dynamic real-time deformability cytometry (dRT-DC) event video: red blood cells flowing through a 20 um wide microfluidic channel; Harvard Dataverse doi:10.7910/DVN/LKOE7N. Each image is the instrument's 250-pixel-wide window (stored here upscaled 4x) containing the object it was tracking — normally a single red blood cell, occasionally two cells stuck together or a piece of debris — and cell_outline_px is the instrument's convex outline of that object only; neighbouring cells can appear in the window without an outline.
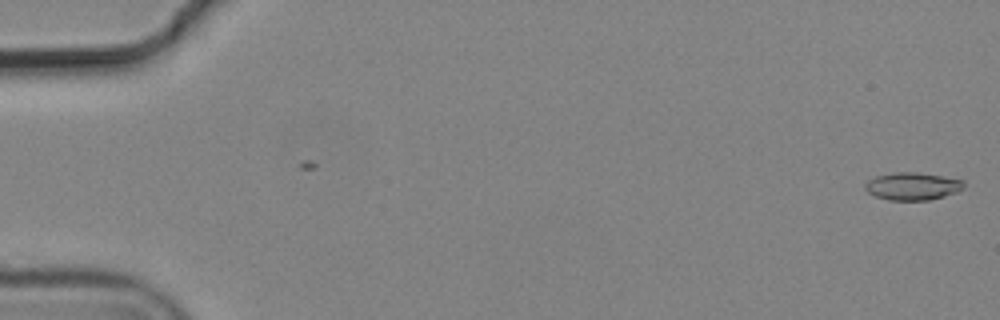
{"species": "common noctule bat (a hibernating species)", "species_latin": "Nyctalus noctula", "temperature_condition": "cold", "stored_images_in_passage": 2, "camera_frame_rate_fps": 3000, "um_per_image_px": 0.085, "animal": {"sex": "male", "body_mass_g": 19.2, "forearm_length_mm": 51.8}, "frame": {"image": 1, "passage_image": 2, "time_ms": 0.333, "image_size_px": [1000, 320], "cell_outline_px": [[964, 188], [956, 192], [944, 196], [928, 200], [888, 200], [876, 196], [868, 192], [864, 188], [864, 184], [868, 180], [876, 176], [892, 172], [916, 172], [964, 180]], "centroid_in_image_um": [77.54, 15.82], "position_along_channel_um": 7.5, "area_um2": 15.84}}